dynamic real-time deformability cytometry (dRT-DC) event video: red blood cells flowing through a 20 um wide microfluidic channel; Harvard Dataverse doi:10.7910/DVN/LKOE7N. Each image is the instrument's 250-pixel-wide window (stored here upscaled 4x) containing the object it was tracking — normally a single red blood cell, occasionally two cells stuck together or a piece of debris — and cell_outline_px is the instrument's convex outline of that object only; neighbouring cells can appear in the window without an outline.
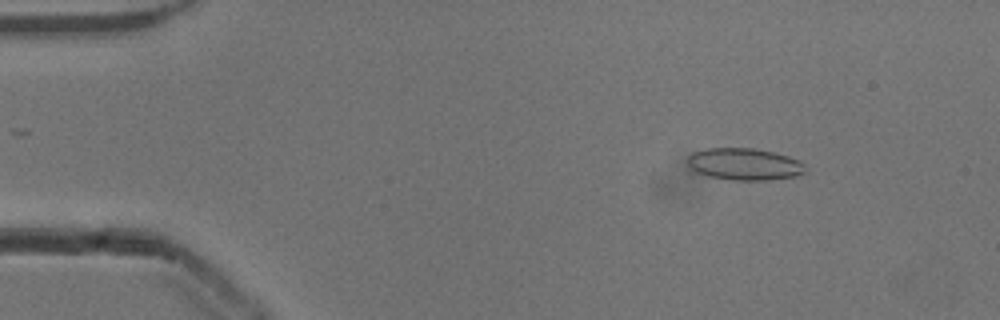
{"species": "common noctule bat (a hibernating species)", "species_latin": "Nyctalus noctula", "temperature_condition": "cold", "stored_images_in_passage": 46, "camera_frame_rate_fps": 3000, "um_per_image_px": 0.085, "animal": {"sex": "male", "body_mass_g": 13.3}, "frame": {"image": 1, "passage_image": 7, "time_ms": 2.0, "image_size_px": [1000, 320], "cell_outline_px": [[804, 172], [796, 176], [768, 180], [732, 180], [708, 176], [696, 172], [688, 164], [688, 156], [692, 152], [708, 148], [752, 148], [776, 152], [800, 160], [804, 164]], "centroid_in_image_um": [63.28, 13.95], "position_along_channel_um": 21.7, "area_um2": 21.96}}
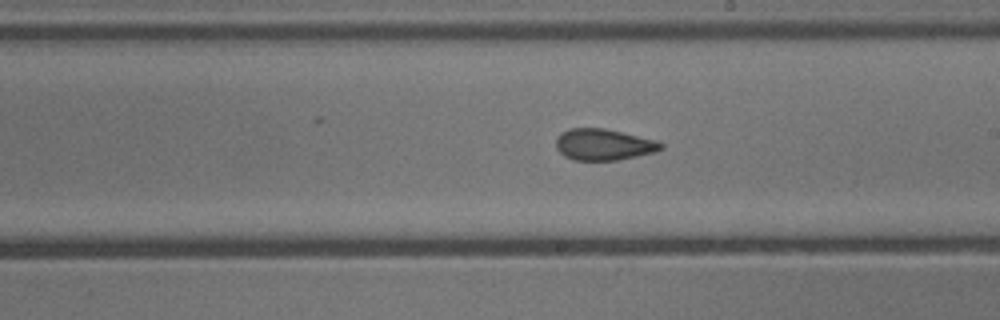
{"frame": {"image": 2, "passage_image": 30, "time_ms": 9.667, "image_size_px": [1000, 320], "cell_outline_px": [[664, 148], [656, 152], [616, 160], [572, 160], [564, 156], [556, 148], [556, 140], [560, 132], [568, 128], [604, 128], [656, 140], [664, 144]], "centroid_in_image_um": [51.29, 12.28], "position_along_channel_um": 237.7, "area_um2": 19.25}}
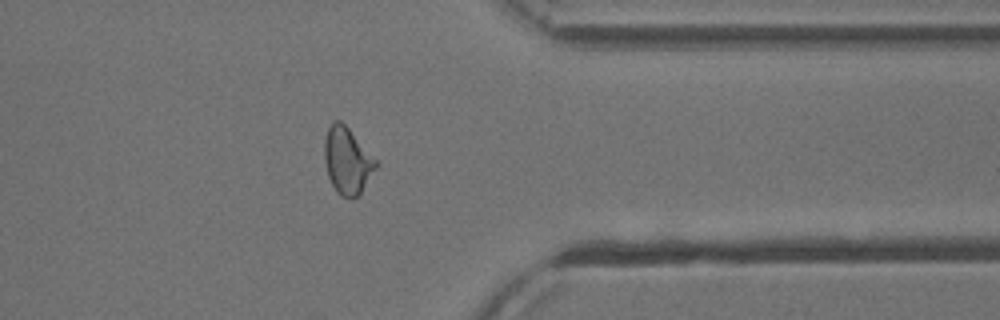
{"frame": {"image": 3, "passage_image": 42, "time_ms": 13.667, "image_size_px": [1000, 320], "cell_outline_px": [[380, 164], [360, 192], [356, 196], [340, 196], [336, 192], [328, 176], [324, 160], [324, 140], [328, 128], [332, 120], [340, 120], [348, 128]], "centroid_in_image_um": [29.5, 13.63], "position_along_channel_um": 381.9, "area_um2": 19.77}, "authors_computed_cell_mechanics": {"area_um2": 19.9988, "velocity_mm_per_s": 3.8655, "shape_relaxation_time_tau1_ms": null, "shape_relaxation_time_tau2_ms": 2.0756, "deformation_change_tau1": null, "deformation_change_tau2": 0.0829}}